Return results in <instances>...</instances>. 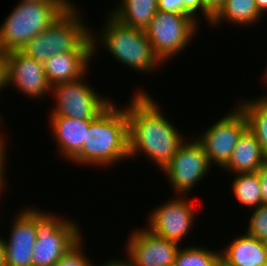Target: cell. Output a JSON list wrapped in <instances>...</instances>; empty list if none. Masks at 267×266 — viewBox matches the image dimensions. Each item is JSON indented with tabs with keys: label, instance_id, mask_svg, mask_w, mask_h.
<instances>
[{
	"label": "cell",
	"instance_id": "obj_7",
	"mask_svg": "<svg viewBox=\"0 0 267 266\" xmlns=\"http://www.w3.org/2000/svg\"><path fill=\"white\" fill-rule=\"evenodd\" d=\"M199 27V23L189 14L158 10L144 31L154 54L164 65L177 54L186 51Z\"/></svg>",
	"mask_w": 267,
	"mask_h": 266
},
{
	"label": "cell",
	"instance_id": "obj_28",
	"mask_svg": "<svg viewBox=\"0 0 267 266\" xmlns=\"http://www.w3.org/2000/svg\"><path fill=\"white\" fill-rule=\"evenodd\" d=\"M260 179V188L262 194V203H267V160L262 163V166L258 170Z\"/></svg>",
	"mask_w": 267,
	"mask_h": 266
},
{
	"label": "cell",
	"instance_id": "obj_17",
	"mask_svg": "<svg viewBox=\"0 0 267 266\" xmlns=\"http://www.w3.org/2000/svg\"><path fill=\"white\" fill-rule=\"evenodd\" d=\"M220 250L221 266H267V251L262 240L246 232Z\"/></svg>",
	"mask_w": 267,
	"mask_h": 266
},
{
	"label": "cell",
	"instance_id": "obj_18",
	"mask_svg": "<svg viewBox=\"0 0 267 266\" xmlns=\"http://www.w3.org/2000/svg\"><path fill=\"white\" fill-rule=\"evenodd\" d=\"M262 148L256 136L247 129L236 144L231 158L222 168L231 174L258 172L265 161Z\"/></svg>",
	"mask_w": 267,
	"mask_h": 266
},
{
	"label": "cell",
	"instance_id": "obj_19",
	"mask_svg": "<svg viewBox=\"0 0 267 266\" xmlns=\"http://www.w3.org/2000/svg\"><path fill=\"white\" fill-rule=\"evenodd\" d=\"M261 18L265 17L259 12L255 0H224L209 24L215 29L223 22L248 28L259 23Z\"/></svg>",
	"mask_w": 267,
	"mask_h": 266
},
{
	"label": "cell",
	"instance_id": "obj_23",
	"mask_svg": "<svg viewBox=\"0 0 267 266\" xmlns=\"http://www.w3.org/2000/svg\"><path fill=\"white\" fill-rule=\"evenodd\" d=\"M185 247V248H184ZM177 252L174 266H221L220 251L206 246H184Z\"/></svg>",
	"mask_w": 267,
	"mask_h": 266
},
{
	"label": "cell",
	"instance_id": "obj_3",
	"mask_svg": "<svg viewBox=\"0 0 267 266\" xmlns=\"http://www.w3.org/2000/svg\"><path fill=\"white\" fill-rule=\"evenodd\" d=\"M98 33L91 27L93 57L100 45L110 55L137 73H150L159 70L163 64L154 54L152 45L144 30L121 24L109 12ZM99 45V46H98Z\"/></svg>",
	"mask_w": 267,
	"mask_h": 266
},
{
	"label": "cell",
	"instance_id": "obj_8",
	"mask_svg": "<svg viewBox=\"0 0 267 266\" xmlns=\"http://www.w3.org/2000/svg\"><path fill=\"white\" fill-rule=\"evenodd\" d=\"M86 76L51 87L55 104L49 116L94 120L113 103V99L100 96L92 83L90 86V81L85 80Z\"/></svg>",
	"mask_w": 267,
	"mask_h": 266
},
{
	"label": "cell",
	"instance_id": "obj_24",
	"mask_svg": "<svg viewBox=\"0 0 267 266\" xmlns=\"http://www.w3.org/2000/svg\"><path fill=\"white\" fill-rule=\"evenodd\" d=\"M158 10L172 13L189 14L195 21L202 19L208 24L212 20V14L206 9L201 0H157ZM199 11V12H198ZM200 12L202 14H200ZM201 15V16H200ZM200 19V20H199Z\"/></svg>",
	"mask_w": 267,
	"mask_h": 266
},
{
	"label": "cell",
	"instance_id": "obj_33",
	"mask_svg": "<svg viewBox=\"0 0 267 266\" xmlns=\"http://www.w3.org/2000/svg\"><path fill=\"white\" fill-rule=\"evenodd\" d=\"M0 266H7L5 258V248L2 237H0Z\"/></svg>",
	"mask_w": 267,
	"mask_h": 266
},
{
	"label": "cell",
	"instance_id": "obj_34",
	"mask_svg": "<svg viewBox=\"0 0 267 266\" xmlns=\"http://www.w3.org/2000/svg\"><path fill=\"white\" fill-rule=\"evenodd\" d=\"M66 9H77L76 4L71 0H57Z\"/></svg>",
	"mask_w": 267,
	"mask_h": 266
},
{
	"label": "cell",
	"instance_id": "obj_26",
	"mask_svg": "<svg viewBox=\"0 0 267 266\" xmlns=\"http://www.w3.org/2000/svg\"><path fill=\"white\" fill-rule=\"evenodd\" d=\"M84 239L82 238L75 246H73L67 253H65L55 266H94L92 260L89 259L88 254H85Z\"/></svg>",
	"mask_w": 267,
	"mask_h": 266
},
{
	"label": "cell",
	"instance_id": "obj_25",
	"mask_svg": "<svg viewBox=\"0 0 267 266\" xmlns=\"http://www.w3.org/2000/svg\"><path fill=\"white\" fill-rule=\"evenodd\" d=\"M247 229L244 230L250 236L260 240L267 237V203L261 204L257 209L251 210Z\"/></svg>",
	"mask_w": 267,
	"mask_h": 266
},
{
	"label": "cell",
	"instance_id": "obj_11",
	"mask_svg": "<svg viewBox=\"0 0 267 266\" xmlns=\"http://www.w3.org/2000/svg\"><path fill=\"white\" fill-rule=\"evenodd\" d=\"M195 208L189 197L175 195L149 212L151 214L145 227L152 233L181 245L186 240V235L192 233L198 211Z\"/></svg>",
	"mask_w": 267,
	"mask_h": 266
},
{
	"label": "cell",
	"instance_id": "obj_10",
	"mask_svg": "<svg viewBox=\"0 0 267 266\" xmlns=\"http://www.w3.org/2000/svg\"><path fill=\"white\" fill-rule=\"evenodd\" d=\"M193 139L185 140L162 170L175 195L188 196L211 170L206 152L196 138Z\"/></svg>",
	"mask_w": 267,
	"mask_h": 266
},
{
	"label": "cell",
	"instance_id": "obj_13",
	"mask_svg": "<svg viewBox=\"0 0 267 266\" xmlns=\"http://www.w3.org/2000/svg\"><path fill=\"white\" fill-rule=\"evenodd\" d=\"M6 69L7 87H14L30 100L51 96V86L46 78L44 65L22 50L6 52Z\"/></svg>",
	"mask_w": 267,
	"mask_h": 266
},
{
	"label": "cell",
	"instance_id": "obj_38",
	"mask_svg": "<svg viewBox=\"0 0 267 266\" xmlns=\"http://www.w3.org/2000/svg\"><path fill=\"white\" fill-rule=\"evenodd\" d=\"M262 243H263L265 250L267 251V237L262 239Z\"/></svg>",
	"mask_w": 267,
	"mask_h": 266
},
{
	"label": "cell",
	"instance_id": "obj_37",
	"mask_svg": "<svg viewBox=\"0 0 267 266\" xmlns=\"http://www.w3.org/2000/svg\"><path fill=\"white\" fill-rule=\"evenodd\" d=\"M4 120V117H2L1 115H0V126L2 125V126H5L4 124H5V122L3 121ZM4 137V135L2 134V133H0V138H3Z\"/></svg>",
	"mask_w": 267,
	"mask_h": 266
},
{
	"label": "cell",
	"instance_id": "obj_14",
	"mask_svg": "<svg viewBox=\"0 0 267 266\" xmlns=\"http://www.w3.org/2000/svg\"><path fill=\"white\" fill-rule=\"evenodd\" d=\"M30 206L20 208L21 210L14 214L9 238H2L7 266H33L32 255L37 231L35 207Z\"/></svg>",
	"mask_w": 267,
	"mask_h": 266
},
{
	"label": "cell",
	"instance_id": "obj_12",
	"mask_svg": "<svg viewBox=\"0 0 267 266\" xmlns=\"http://www.w3.org/2000/svg\"><path fill=\"white\" fill-rule=\"evenodd\" d=\"M122 257L130 266H167L174 264L181 246L152 233L146 227L134 229L126 241Z\"/></svg>",
	"mask_w": 267,
	"mask_h": 266
},
{
	"label": "cell",
	"instance_id": "obj_32",
	"mask_svg": "<svg viewBox=\"0 0 267 266\" xmlns=\"http://www.w3.org/2000/svg\"><path fill=\"white\" fill-rule=\"evenodd\" d=\"M256 1V5L259 9V12L266 16L267 14V0H255Z\"/></svg>",
	"mask_w": 267,
	"mask_h": 266
},
{
	"label": "cell",
	"instance_id": "obj_4",
	"mask_svg": "<svg viewBox=\"0 0 267 266\" xmlns=\"http://www.w3.org/2000/svg\"><path fill=\"white\" fill-rule=\"evenodd\" d=\"M79 14L78 8L66 9L48 28L33 37L21 50L41 64L54 54L93 52L91 27L88 26L90 24H87Z\"/></svg>",
	"mask_w": 267,
	"mask_h": 266
},
{
	"label": "cell",
	"instance_id": "obj_9",
	"mask_svg": "<svg viewBox=\"0 0 267 266\" xmlns=\"http://www.w3.org/2000/svg\"><path fill=\"white\" fill-rule=\"evenodd\" d=\"M232 109L196 138L206 152L210 165L221 169L228 163L238 140L248 129V121L241 108L236 105Z\"/></svg>",
	"mask_w": 267,
	"mask_h": 266
},
{
	"label": "cell",
	"instance_id": "obj_27",
	"mask_svg": "<svg viewBox=\"0 0 267 266\" xmlns=\"http://www.w3.org/2000/svg\"><path fill=\"white\" fill-rule=\"evenodd\" d=\"M6 140H5V137L3 138H0V198L2 197V192L4 190V192L6 191L5 188L8 187V184L6 181V177L7 175L6 174V170H7V159L8 157L6 155H8L6 153ZM6 163V164H5ZM6 166V167H5ZM6 176V177H5ZM7 184V185H6Z\"/></svg>",
	"mask_w": 267,
	"mask_h": 266
},
{
	"label": "cell",
	"instance_id": "obj_5",
	"mask_svg": "<svg viewBox=\"0 0 267 266\" xmlns=\"http://www.w3.org/2000/svg\"><path fill=\"white\" fill-rule=\"evenodd\" d=\"M65 10L59 2H18L0 25V50H21Z\"/></svg>",
	"mask_w": 267,
	"mask_h": 266
},
{
	"label": "cell",
	"instance_id": "obj_22",
	"mask_svg": "<svg viewBox=\"0 0 267 266\" xmlns=\"http://www.w3.org/2000/svg\"><path fill=\"white\" fill-rule=\"evenodd\" d=\"M232 192L243 207L257 209L262 203L258 172L233 174Z\"/></svg>",
	"mask_w": 267,
	"mask_h": 266
},
{
	"label": "cell",
	"instance_id": "obj_35",
	"mask_svg": "<svg viewBox=\"0 0 267 266\" xmlns=\"http://www.w3.org/2000/svg\"><path fill=\"white\" fill-rule=\"evenodd\" d=\"M20 2H58L57 0H20Z\"/></svg>",
	"mask_w": 267,
	"mask_h": 266
},
{
	"label": "cell",
	"instance_id": "obj_1",
	"mask_svg": "<svg viewBox=\"0 0 267 266\" xmlns=\"http://www.w3.org/2000/svg\"><path fill=\"white\" fill-rule=\"evenodd\" d=\"M139 90L133 94L128 104L125 103L129 158L133 160L144 154L149 162L162 171L186 137L162 111L158 100L153 99L150 93L147 94L145 89Z\"/></svg>",
	"mask_w": 267,
	"mask_h": 266
},
{
	"label": "cell",
	"instance_id": "obj_21",
	"mask_svg": "<svg viewBox=\"0 0 267 266\" xmlns=\"http://www.w3.org/2000/svg\"><path fill=\"white\" fill-rule=\"evenodd\" d=\"M237 105L245 114L248 129L256 136L267 160V100L260 95L254 99H242Z\"/></svg>",
	"mask_w": 267,
	"mask_h": 266
},
{
	"label": "cell",
	"instance_id": "obj_6",
	"mask_svg": "<svg viewBox=\"0 0 267 266\" xmlns=\"http://www.w3.org/2000/svg\"><path fill=\"white\" fill-rule=\"evenodd\" d=\"M36 207L37 238L32 255L33 266H55L83 238L82 227L67 216L61 217Z\"/></svg>",
	"mask_w": 267,
	"mask_h": 266
},
{
	"label": "cell",
	"instance_id": "obj_29",
	"mask_svg": "<svg viewBox=\"0 0 267 266\" xmlns=\"http://www.w3.org/2000/svg\"><path fill=\"white\" fill-rule=\"evenodd\" d=\"M8 89L7 87V69H6V53L0 50V92Z\"/></svg>",
	"mask_w": 267,
	"mask_h": 266
},
{
	"label": "cell",
	"instance_id": "obj_15",
	"mask_svg": "<svg viewBox=\"0 0 267 266\" xmlns=\"http://www.w3.org/2000/svg\"><path fill=\"white\" fill-rule=\"evenodd\" d=\"M48 125L62 158L71 161L81 150L93 120L50 116Z\"/></svg>",
	"mask_w": 267,
	"mask_h": 266
},
{
	"label": "cell",
	"instance_id": "obj_2",
	"mask_svg": "<svg viewBox=\"0 0 267 266\" xmlns=\"http://www.w3.org/2000/svg\"><path fill=\"white\" fill-rule=\"evenodd\" d=\"M117 106L113 102L90 123L82 150L70 162L106 168L129 160L127 109Z\"/></svg>",
	"mask_w": 267,
	"mask_h": 266
},
{
	"label": "cell",
	"instance_id": "obj_16",
	"mask_svg": "<svg viewBox=\"0 0 267 266\" xmlns=\"http://www.w3.org/2000/svg\"><path fill=\"white\" fill-rule=\"evenodd\" d=\"M93 52L54 54L46 60L44 71L51 87L82 78L90 70Z\"/></svg>",
	"mask_w": 267,
	"mask_h": 266
},
{
	"label": "cell",
	"instance_id": "obj_20",
	"mask_svg": "<svg viewBox=\"0 0 267 266\" xmlns=\"http://www.w3.org/2000/svg\"><path fill=\"white\" fill-rule=\"evenodd\" d=\"M120 1L109 13L121 24L135 29L145 30L158 11L157 0Z\"/></svg>",
	"mask_w": 267,
	"mask_h": 266
},
{
	"label": "cell",
	"instance_id": "obj_30",
	"mask_svg": "<svg viewBox=\"0 0 267 266\" xmlns=\"http://www.w3.org/2000/svg\"><path fill=\"white\" fill-rule=\"evenodd\" d=\"M224 0H201L206 9L213 15L222 5Z\"/></svg>",
	"mask_w": 267,
	"mask_h": 266
},
{
	"label": "cell",
	"instance_id": "obj_31",
	"mask_svg": "<svg viewBox=\"0 0 267 266\" xmlns=\"http://www.w3.org/2000/svg\"><path fill=\"white\" fill-rule=\"evenodd\" d=\"M106 261V262H105ZM104 263H99L100 265L95 266H130L123 258L122 256L119 258H113V259H106Z\"/></svg>",
	"mask_w": 267,
	"mask_h": 266
},
{
	"label": "cell",
	"instance_id": "obj_36",
	"mask_svg": "<svg viewBox=\"0 0 267 266\" xmlns=\"http://www.w3.org/2000/svg\"><path fill=\"white\" fill-rule=\"evenodd\" d=\"M265 73H264V77L265 79H262V80H265L264 81V84L266 85V88H267V67H266V70L264 69ZM266 94V95H265ZM264 95L262 94L261 96H263L266 100H267V93H265Z\"/></svg>",
	"mask_w": 267,
	"mask_h": 266
}]
</instances>
